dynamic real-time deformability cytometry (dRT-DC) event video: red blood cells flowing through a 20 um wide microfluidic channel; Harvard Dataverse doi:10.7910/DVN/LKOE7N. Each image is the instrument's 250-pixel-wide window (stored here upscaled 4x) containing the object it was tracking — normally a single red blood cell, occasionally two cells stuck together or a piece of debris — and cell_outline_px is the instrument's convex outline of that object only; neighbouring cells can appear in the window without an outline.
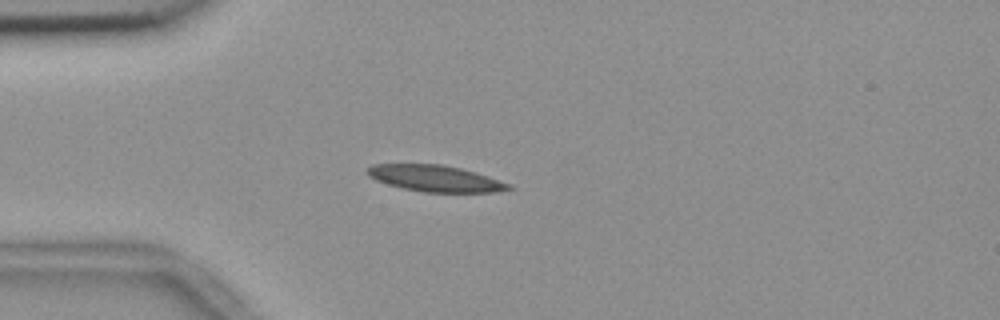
{"species": "common noctule bat (a hibernating species)", "species_latin": "Nyctalus noctula", "temperature_condition": "room temperature", "stored_images_in_passage": 41, "camera_frame_rate_fps": 3000, "um_per_image_px": 0.085, "animal": {"sex": "female", "body_mass_g": 18.4}, "frame": {"image": 1, "passage_image": 1, "time_ms": 0.0, "image_size_px": [1000, 320], "cell_outline_px": [[516, 188], [496, 192], [424, 192], [404, 188], [388, 184], [376, 180], [368, 176], [368, 168], [372, 164], [444, 164], [460, 168], [488, 176], [512, 184]], "centroid_in_image_um": [37.05, 15.17], "position_along_channel_um": 47.9, "area_um2": 21.68}}
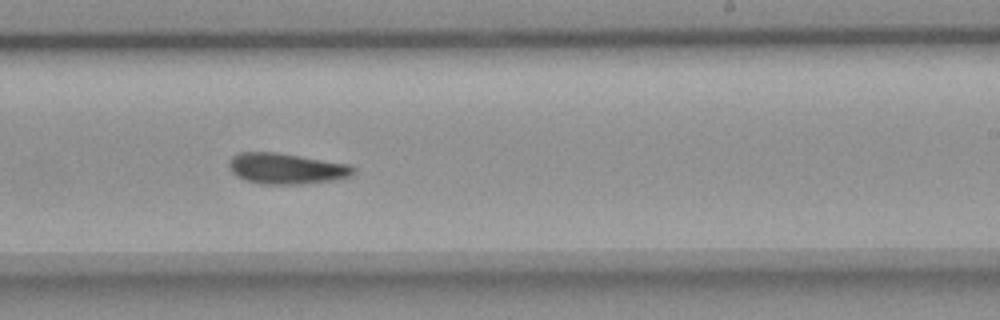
{"frame": {"image": 2, "passage_image": 20, "time_ms": 6.333, "image_size_px": [1000, 320], "cell_outline_px": [[356, 172], [352, 176], [332, 180], [304, 184], [260, 184], [244, 180], [236, 176], [228, 168], [228, 160], [232, 156], [240, 152], [276, 152], [352, 164], [356, 168]], "centroid_in_image_um": [24.35, 14.33], "position_along_channel_um": 264.7, "area_um2": 22.77}}
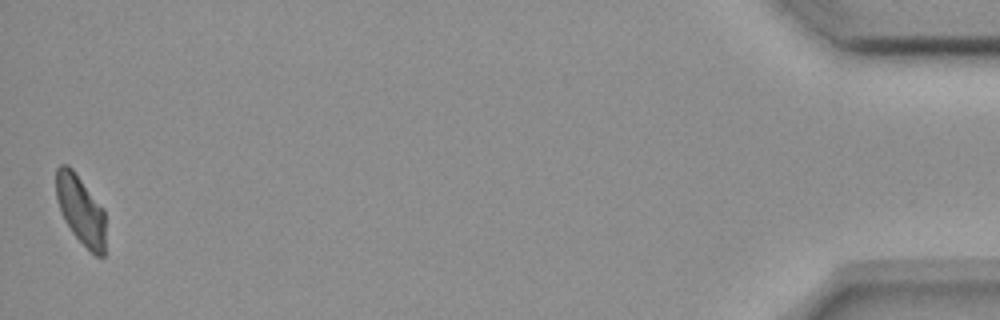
{"frame": {"image": 3, "passage_image": 41, "time_ms": 13.333, "image_size_px": [1000, 320], "cell_outline_px": [[104, 256], [96, 256], [72, 232], [64, 220], [60, 212], [56, 196], [56, 168], [60, 164], [68, 164], [72, 168], [104, 208]], "centroid_in_image_um": [6.84, 17.79], "position_along_channel_um": 428.4, "area_um2": 19.77}, "authors_computed_cell_mechanics": {"area_um2": 21.675, "velocity_mm_per_s": 3.6475, "shape_relaxation_time_tau1_ms": 5.3795, "shape_relaxation_time_tau2_ms": 7.0905, "deformation_change_tau1": 0.1403, "deformation_change_tau2": 0.1293}}